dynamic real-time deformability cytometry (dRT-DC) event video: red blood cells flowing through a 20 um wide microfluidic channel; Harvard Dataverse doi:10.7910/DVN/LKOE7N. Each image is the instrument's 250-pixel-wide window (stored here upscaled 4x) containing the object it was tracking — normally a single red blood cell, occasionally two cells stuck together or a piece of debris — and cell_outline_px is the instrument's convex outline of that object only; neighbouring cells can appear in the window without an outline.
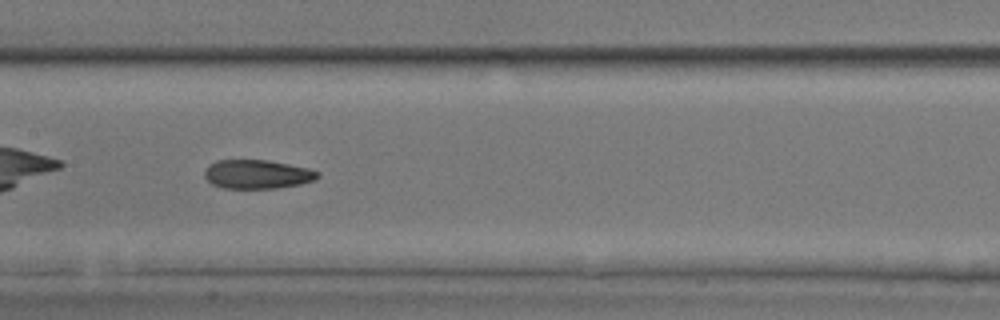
{"species": "common noctule bat (a hibernating species)", "species_latin": "Nyctalus noctula", "temperature_condition": "room temperature", "stored_images_in_passage": 37, "camera_frame_rate_fps": 3000, "um_per_image_px": 0.085, "animal": {"sex": "male", "body_mass_g": 17.9, "forearm_length_mm": 54.2}, "frame": {"image": 1, "passage_image": 11, "time_ms": 3.333, "image_size_px": [1000, 320], "cell_outline_px": [[320, 176], [316, 180], [300, 184], [276, 188], [224, 188], [212, 184], [204, 176], [204, 172], [208, 164], [216, 160], [268, 160], [308, 168], [320, 172]], "centroid_in_image_um": [21.87, 14.8], "position_along_channel_um": 185.5, "area_um2": 19.13}}
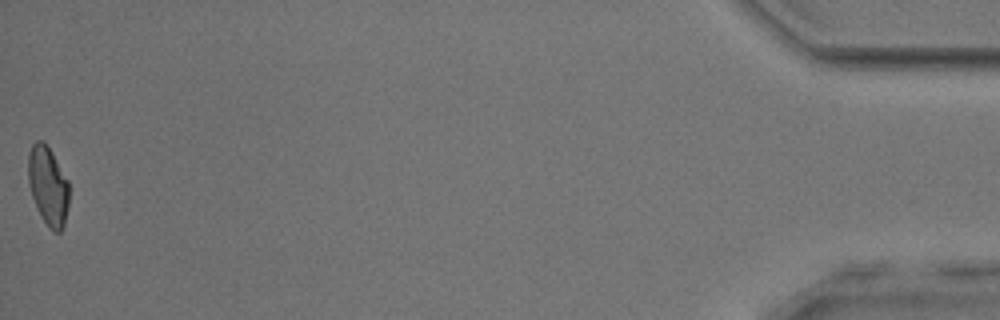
{"frame": {"image": 2, "passage_image": 37, "time_ms": 12.0, "image_size_px": [1000, 320], "cell_outline_px": [[68, 204], [64, 224], [60, 232], [52, 232], [48, 228], [32, 196], [28, 180], [28, 156], [32, 144], [36, 140], [44, 140], [52, 152], [68, 180]], "centroid_in_image_um": [4.08, 15.76], "position_along_channel_um": 431.1, "area_um2": 18.61}, "authors_computed_cell_mechanics": {"area_um2": 19.3052, "velocity_mm_per_s": 3.9412, "shape_relaxation_time_tau1_ms": null, "shape_relaxation_time_tau2_ms": 2.7378, "deformation_change_tau1": null, "deformation_change_tau2": 0.1029}}